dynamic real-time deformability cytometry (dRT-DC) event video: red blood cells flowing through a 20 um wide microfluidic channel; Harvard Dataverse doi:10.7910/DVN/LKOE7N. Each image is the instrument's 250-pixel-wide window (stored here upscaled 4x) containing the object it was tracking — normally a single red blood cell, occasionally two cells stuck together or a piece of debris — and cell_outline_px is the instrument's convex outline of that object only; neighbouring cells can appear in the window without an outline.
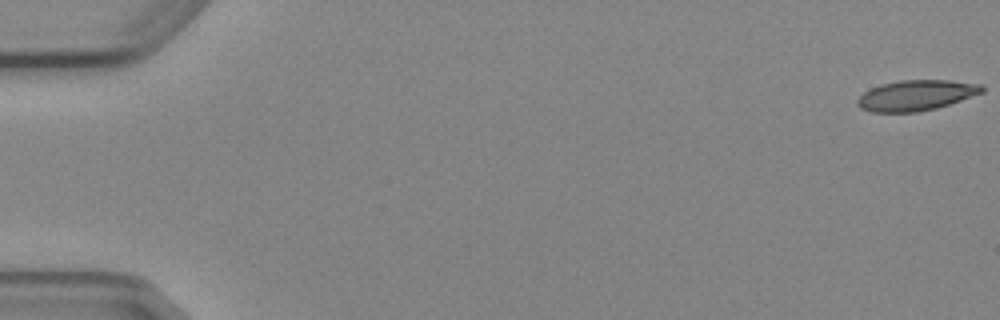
{"species": "Egyptian fruit bat (a non-hibernating species)", "species_latin": "Rousettus aegyptiacus", "temperature_condition": "cold", "stored_images_in_passage": 7, "camera_frame_rate_fps": 3000, "um_per_image_px": 0.085, "animal": {"sex": "female"}, "frame": {"image": 1, "passage_image": 1, "time_ms": 0.0, "image_size_px": [1000, 320], "cell_outline_px": [[984, 92], [936, 108], [916, 112], [872, 112], [860, 108], [856, 104], [856, 100], [864, 92], [880, 84], [900, 80], [948, 80], [980, 84], [984, 88]], "centroid_in_image_um": [77.84, 8.1], "position_along_channel_um": 7.2, "area_um2": 22.02}}
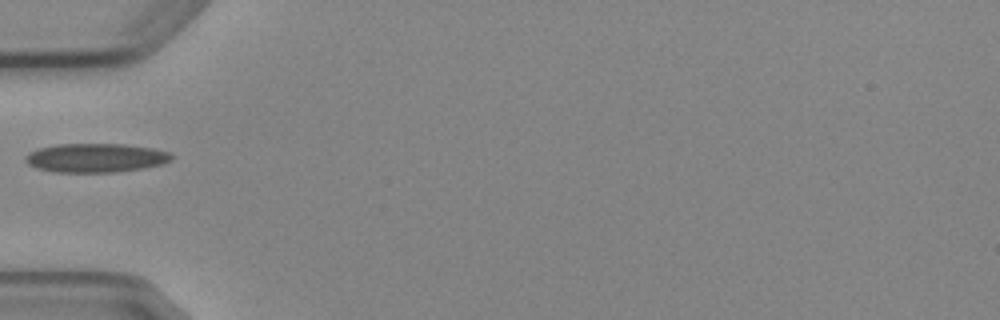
{"frame": {"image": 2, "passage_image": 6, "time_ms": 6.0, "image_size_px": [1000, 320], "cell_outline_px": [[172, 160], [164, 164], [144, 168], [116, 172], [56, 172], [36, 168], [28, 164], [24, 160], [24, 156], [28, 152], [36, 148], [56, 144], [124, 144], [152, 148], [168, 152], [172, 156]], "centroid_in_image_um": [8.1, 13.41], "position_along_channel_um": 76.9, "area_um2": 24.85}}
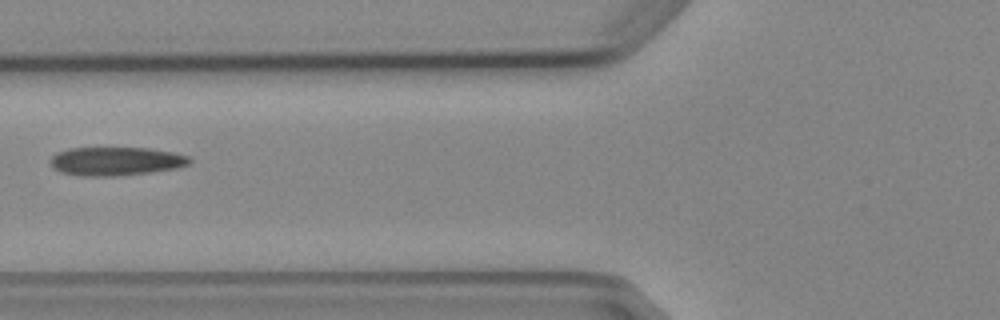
{"frame": {"image": 3, "passage_image": 7, "time_ms": 7.0, "image_size_px": [1000, 320], "cell_outline_px": [[192, 160], [188, 164], [176, 168], [148, 172], [116, 176], [80, 176], [60, 172], [52, 168], [48, 160], [56, 152], [68, 148], [148, 148], [172, 152], [188, 156]], "centroid_in_image_um": [9.77, 13.7], "position_along_channel_um": 116.0, "area_um2": 23.24}}